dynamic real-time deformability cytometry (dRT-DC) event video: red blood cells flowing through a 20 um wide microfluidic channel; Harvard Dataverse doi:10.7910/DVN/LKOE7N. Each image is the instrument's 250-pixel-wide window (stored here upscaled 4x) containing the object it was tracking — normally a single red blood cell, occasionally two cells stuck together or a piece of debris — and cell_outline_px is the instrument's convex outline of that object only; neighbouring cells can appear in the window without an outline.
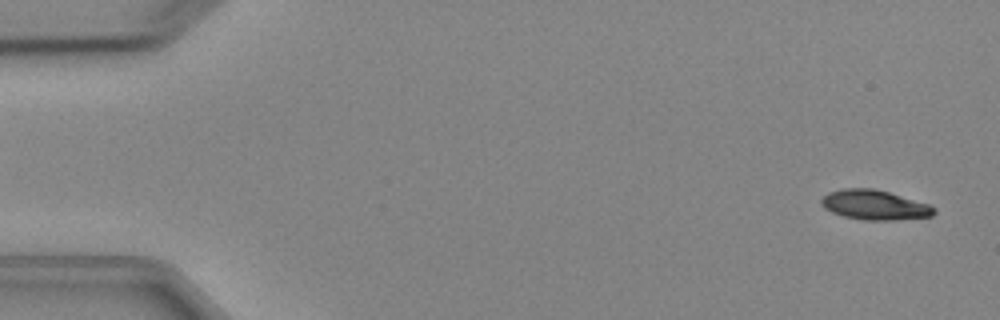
{"species": "Egyptian fruit bat (a non-hibernating species)", "species_latin": "Rousettus aegyptiacus", "temperature_condition": "cold", "stored_images_in_passage": 7, "camera_frame_rate_fps": 3000, "um_per_image_px": 0.085, "animal": {"sex": "female"}, "frame": {"image": 1, "passage_image": 1, "time_ms": 0.0, "image_size_px": [1000, 320], "cell_outline_px": [[936, 212], [932, 216], [896, 220], [864, 220], [844, 216], [832, 212], [824, 208], [820, 204], [820, 200], [828, 192], [840, 188], [872, 188], [888, 192], [928, 204], [936, 208]], "centroid_in_image_um": [74.31, 17.42], "position_along_channel_um": 10.7, "area_um2": 19.54}}
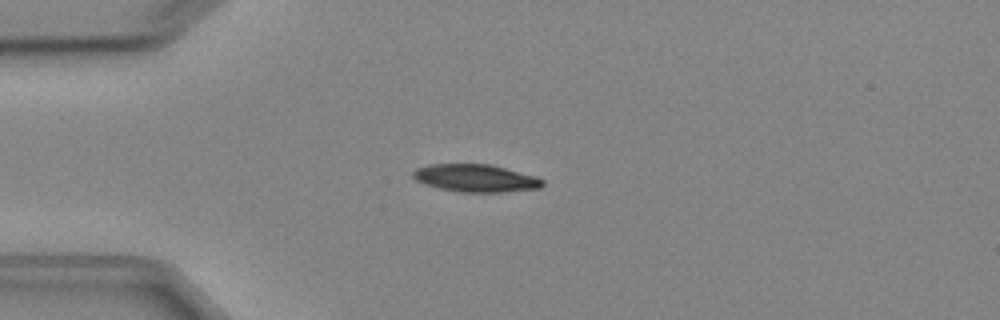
{"frame": {"image": 2, "passage_image": 4, "time_ms": 3.667, "image_size_px": [1000, 320], "cell_outline_px": [[544, 184], [540, 188], [500, 192], [460, 192], [440, 188], [424, 184], [416, 180], [412, 176], [412, 172], [416, 168], [428, 164], [492, 164], [536, 176], [544, 180]], "centroid_in_image_um": [40.43, 15.13], "position_along_channel_um": 44.6, "area_um2": 20.92}}